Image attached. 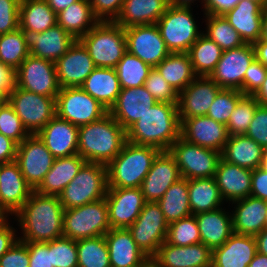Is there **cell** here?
<instances>
[{"instance_id":"19","label":"cell","mask_w":267,"mask_h":267,"mask_svg":"<svg viewBox=\"0 0 267 267\" xmlns=\"http://www.w3.org/2000/svg\"><path fill=\"white\" fill-rule=\"evenodd\" d=\"M60 88L81 87L96 68L87 48L76 39L68 51L55 62Z\"/></svg>"},{"instance_id":"35","label":"cell","mask_w":267,"mask_h":267,"mask_svg":"<svg viewBox=\"0 0 267 267\" xmlns=\"http://www.w3.org/2000/svg\"><path fill=\"white\" fill-rule=\"evenodd\" d=\"M81 88L107 111L115 104L121 90L116 69L103 67H96Z\"/></svg>"},{"instance_id":"63","label":"cell","mask_w":267,"mask_h":267,"mask_svg":"<svg viewBox=\"0 0 267 267\" xmlns=\"http://www.w3.org/2000/svg\"><path fill=\"white\" fill-rule=\"evenodd\" d=\"M15 85V71L0 62V86L4 87L9 93Z\"/></svg>"},{"instance_id":"43","label":"cell","mask_w":267,"mask_h":267,"mask_svg":"<svg viewBox=\"0 0 267 267\" xmlns=\"http://www.w3.org/2000/svg\"><path fill=\"white\" fill-rule=\"evenodd\" d=\"M78 267H111L105 236L76 241Z\"/></svg>"},{"instance_id":"71","label":"cell","mask_w":267,"mask_h":267,"mask_svg":"<svg viewBox=\"0 0 267 267\" xmlns=\"http://www.w3.org/2000/svg\"><path fill=\"white\" fill-rule=\"evenodd\" d=\"M9 92L2 86H0V106L8 103Z\"/></svg>"},{"instance_id":"74","label":"cell","mask_w":267,"mask_h":267,"mask_svg":"<svg viewBox=\"0 0 267 267\" xmlns=\"http://www.w3.org/2000/svg\"><path fill=\"white\" fill-rule=\"evenodd\" d=\"M259 2L263 7H267V0H253Z\"/></svg>"},{"instance_id":"57","label":"cell","mask_w":267,"mask_h":267,"mask_svg":"<svg viewBox=\"0 0 267 267\" xmlns=\"http://www.w3.org/2000/svg\"><path fill=\"white\" fill-rule=\"evenodd\" d=\"M124 0H89L94 16L99 21H114L120 14Z\"/></svg>"},{"instance_id":"18","label":"cell","mask_w":267,"mask_h":267,"mask_svg":"<svg viewBox=\"0 0 267 267\" xmlns=\"http://www.w3.org/2000/svg\"><path fill=\"white\" fill-rule=\"evenodd\" d=\"M179 119L181 122L180 136L183 139L222 153L229 137L226 125L207 115Z\"/></svg>"},{"instance_id":"56","label":"cell","mask_w":267,"mask_h":267,"mask_svg":"<svg viewBox=\"0 0 267 267\" xmlns=\"http://www.w3.org/2000/svg\"><path fill=\"white\" fill-rule=\"evenodd\" d=\"M266 73L267 67L255 58L244 76V95H254L262 86Z\"/></svg>"},{"instance_id":"54","label":"cell","mask_w":267,"mask_h":267,"mask_svg":"<svg viewBox=\"0 0 267 267\" xmlns=\"http://www.w3.org/2000/svg\"><path fill=\"white\" fill-rule=\"evenodd\" d=\"M20 0H0V35L19 28Z\"/></svg>"},{"instance_id":"40","label":"cell","mask_w":267,"mask_h":267,"mask_svg":"<svg viewBox=\"0 0 267 267\" xmlns=\"http://www.w3.org/2000/svg\"><path fill=\"white\" fill-rule=\"evenodd\" d=\"M188 194L192 215L216 210L224 202L214 177L188 180Z\"/></svg>"},{"instance_id":"14","label":"cell","mask_w":267,"mask_h":267,"mask_svg":"<svg viewBox=\"0 0 267 267\" xmlns=\"http://www.w3.org/2000/svg\"><path fill=\"white\" fill-rule=\"evenodd\" d=\"M54 160L55 157L37 134H30L17 145L15 162L33 190L43 181Z\"/></svg>"},{"instance_id":"28","label":"cell","mask_w":267,"mask_h":267,"mask_svg":"<svg viewBox=\"0 0 267 267\" xmlns=\"http://www.w3.org/2000/svg\"><path fill=\"white\" fill-rule=\"evenodd\" d=\"M256 253L253 235L233 233L224 244L213 250L212 267H248Z\"/></svg>"},{"instance_id":"7","label":"cell","mask_w":267,"mask_h":267,"mask_svg":"<svg viewBox=\"0 0 267 267\" xmlns=\"http://www.w3.org/2000/svg\"><path fill=\"white\" fill-rule=\"evenodd\" d=\"M111 229L106 199L65 209L63 236L80 240L104 236Z\"/></svg>"},{"instance_id":"55","label":"cell","mask_w":267,"mask_h":267,"mask_svg":"<svg viewBox=\"0 0 267 267\" xmlns=\"http://www.w3.org/2000/svg\"><path fill=\"white\" fill-rule=\"evenodd\" d=\"M0 267H29V254L26 244L18 239L0 257Z\"/></svg>"},{"instance_id":"37","label":"cell","mask_w":267,"mask_h":267,"mask_svg":"<svg viewBox=\"0 0 267 267\" xmlns=\"http://www.w3.org/2000/svg\"><path fill=\"white\" fill-rule=\"evenodd\" d=\"M98 22L89 0H78L57 14V24L75 39H80Z\"/></svg>"},{"instance_id":"21","label":"cell","mask_w":267,"mask_h":267,"mask_svg":"<svg viewBox=\"0 0 267 267\" xmlns=\"http://www.w3.org/2000/svg\"><path fill=\"white\" fill-rule=\"evenodd\" d=\"M212 255L203 243L175 246L165 241L150 262L155 267H212Z\"/></svg>"},{"instance_id":"46","label":"cell","mask_w":267,"mask_h":267,"mask_svg":"<svg viewBox=\"0 0 267 267\" xmlns=\"http://www.w3.org/2000/svg\"><path fill=\"white\" fill-rule=\"evenodd\" d=\"M29 55V48L25 44L20 28L0 35V62L2 64L16 71Z\"/></svg>"},{"instance_id":"23","label":"cell","mask_w":267,"mask_h":267,"mask_svg":"<svg viewBox=\"0 0 267 267\" xmlns=\"http://www.w3.org/2000/svg\"><path fill=\"white\" fill-rule=\"evenodd\" d=\"M220 89L210 77L197 76L178 94L179 118L207 115Z\"/></svg>"},{"instance_id":"73","label":"cell","mask_w":267,"mask_h":267,"mask_svg":"<svg viewBox=\"0 0 267 267\" xmlns=\"http://www.w3.org/2000/svg\"><path fill=\"white\" fill-rule=\"evenodd\" d=\"M8 218L6 214L0 209V225Z\"/></svg>"},{"instance_id":"9","label":"cell","mask_w":267,"mask_h":267,"mask_svg":"<svg viewBox=\"0 0 267 267\" xmlns=\"http://www.w3.org/2000/svg\"><path fill=\"white\" fill-rule=\"evenodd\" d=\"M8 103L29 134H37L56 116V97L36 94L14 85Z\"/></svg>"},{"instance_id":"66","label":"cell","mask_w":267,"mask_h":267,"mask_svg":"<svg viewBox=\"0 0 267 267\" xmlns=\"http://www.w3.org/2000/svg\"><path fill=\"white\" fill-rule=\"evenodd\" d=\"M51 9L56 13H60L65 8L71 4L77 2L78 0H45Z\"/></svg>"},{"instance_id":"68","label":"cell","mask_w":267,"mask_h":267,"mask_svg":"<svg viewBox=\"0 0 267 267\" xmlns=\"http://www.w3.org/2000/svg\"><path fill=\"white\" fill-rule=\"evenodd\" d=\"M248 267H267V256L257 252Z\"/></svg>"},{"instance_id":"64","label":"cell","mask_w":267,"mask_h":267,"mask_svg":"<svg viewBox=\"0 0 267 267\" xmlns=\"http://www.w3.org/2000/svg\"><path fill=\"white\" fill-rule=\"evenodd\" d=\"M256 59L267 67V42L259 39L253 44Z\"/></svg>"},{"instance_id":"27","label":"cell","mask_w":267,"mask_h":267,"mask_svg":"<svg viewBox=\"0 0 267 267\" xmlns=\"http://www.w3.org/2000/svg\"><path fill=\"white\" fill-rule=\"evenodd\" d=\"M79 127L58 117H53L38 133L55 158L78 154Z\"/></svg>"},{"instance_id":"51","label":"cell","mask_w":267,"mask_h":267,"mask_svg":"<svg viewBox=\"0 0 267 267\" xmlns=\"http://www.w3.org/2000/svg\"><path fill=\"white\" fill-rule=\"evenodd\" d=\"M0 133L17 144L30 135L9 103L0 106Z\"/></svg>"},{"instance_id":"49","label":"cell","mask_w":267,"mask_h":267,"mask_svg":"<svg viewBox=\"0 0 267 267\" xmlns=\"http://www.w3.org/2000/svg\"><path fill=\"white\" fill-rule=\"evenodd\" d=\"M243 95L244 94L237 89L221 88L208 109L207 116L217 122L227 125L231 113L235 110L239 99Z\"/></svg>"},{"instance_id":"32","label":"cell","mask_w":267,"mask_h":267,"mask_svg":"<svg viewBox=\"0 0 267 267\" xmlns=\"http://www.w3.org/2000/svg\"><path fill=\"white\" fill-rule=\"evenodd\" d=\"M201 236V243L212 251L220 247L234 233L232 214L222 207L195 214Z\"/></svg>"},{"instance_id":"30","label":"cell","mask_w":267,"mask_h":267,"mask_svg":"<svg viewBox=\"0 0 267 267\" xmlns=\"http://www.w3.org/2000/svg\"><path fill=\"white\" fill-rule=\"evenodd\" d=\"M220 194L226 202L246 198L251 194L252 170L219 160L214 176Z\"/></svg>"},{"instance_id":"60","label":"cell","mask_w":267,"mask_h":267,"mask_svg":"<svg viewBox=\"0 0 267 267\" xmlns=\"http://www.w3.org/2000/svg\"><path fill=\"white\" fill-rule=\"evenodd\" d=\"M240 0H204L203 12L205 15H224L233 9Z\"/></svg>"},{"instance_id":"22","label":"cell","mask_w":267,"mask_h":267,"mask_svg":"<svg viewBox=\"0 0 267 267\" xmlns=\"http://www.w3.org/2000/svg\"><path fill=\"white\" fill-rule=\"evenodd\" d=\"M181 177L176 160L169 151H160L140 188L146 202H157Z\"/></svg>"},{"instance_id":"1","label":"cell","mask_w":267,"mask_h":267,"mask_svg":"<svg viewBox=\"0 0 267 267\" xmlns=\"http://www.w3.org/2000/svg\"><path fill=\"white\" fill-rule=\"evenodd\" d=\"M64 208L59 196L42 195L35 190L14 214L22 229L23 242H50L63 236Z\"/></svg>"},{"instance_id":"53","label":"cell","mask_w":267,"mask_h":267,"mask_svg":"<svg viewBox=\"0 0 267 267\" xmlns=\"http://www.w3.org/2000/svg\"><path fill=\"white\" fill-rule=\"evenodd\" d=\"M245 135L267 150V106L257 107Z\"/></svg>"},{"instance_id":"20","label":"cell","mask_w":267,"mask_h":267,"mask_svg":"<svg viewBox=\"0 0 267 267\" xmlns=\"http://www.w3.org/2000/svg\"><path fill=\"white\" fill-rule=\"evenodd\" d=\"M21 31L30 55L53 62L61 58L76 41L58 24L44 32Z\"/></svg>"},{"instance_id":"59","label":"cell","mask_w":267,"mask_h":267,"mask_svg":"<svg viewBox=\"0 0 267 267\" xmlns=\"http://www.w3.org/2000/svg\"><path fill=\"white\" fill-rule=\"evenodd\" d=\"M250 196L267 201V172L260 167L252 170Z\"/></svg>"},{"instance_id":"41","label":"cell","mask_w":267,"mask_h":267,"mask_svg":"<svg viewBox=\"0 0 267 267\" xmlns=\"http://www.w3.org/2000/svg\"><path fill=\"white\" fill-rule=\"evenodd\" d=\"M168 224L192 215L188 194V179L180 178L157 201Z\"/></svg>"},{"instance_id":"36","label":"cell","mask_w":267,"mask_h":267,"mask_svg":"<svg viewBox=\"0 0 267 267\" xmlns=\"http://www.w3.org/2000/svg\"><path fill=\"white\" fill-rule=\"evenodd\" d=\"M266 150L247 135L229 136L221 153L226 162L254 170L261 165Z\"/></svg>"},{"instance_id":"6","label":"cell","mask_w":267,"mask_h":267,"mask_svg":"<svg viewBox=\"0 0 267 267\" xmlns=\"http://www.w3.org/2000/svg\"><path fill=\"white\" fill-rule=\"evenodd\" d=\"M107 189V166L85 162L59 199L64 209H70L105 198Z\"/></svg>"},{"instance_id":"4","label":"cell","mask_w":267,"mask_h":267,"mask_svg":"<svg viewBox=\"0 0 267 267\" xmlns=\"http://www.w3.org/2000/svg\"><path fill=\"white\" fill-rule=\"evenodd\" d=\"M159 152L155 147L126 141L118 155L107 165L108 187H140Z\"/></svg>"},{"instance_id":"69","label":"cell","mask_w":267,"mask_h":267,"mask_svg":"<svg viewBox=\"0 0 267 267\" xmlns=\"http://www.w3.org/2000/svg\"><path fill=\"white\" fill-rule=\"evenodd\" d=\"M196 0H168L169 5L174 7L191 8L192 3ZM204 3V0H201Z\"/></svg>"},{"instance_id":"10","label":"cell","mask_w":267,"mask_h":267,"mask_svg":"<svg viewBox=\"0 0 267 267\" xmlns=\"http://www.w3.org/2000/svg\"><path fill=\"white\" fill-rule=\"evenodd\" d=\"M168 151L175 158L181 177L188 180L214 177L221 159L220 152L190 143L181 136Z\"/></svg>"},{"instance_id":"39","label":"cell","mask_w":267,"mask_h":267,"mask_svg":"<svg viewBox=\"0 0 267 267\" xmlns=\"http://www.w3.org/2000/svg\"><path fill=\"white\" fill-rule=\"evenodd\" d=\"M57 24V14L45 0H20L19 28L44 32Z\"/></svg>"},{"instance_id":"52","label":"cell","mask_w":267,"mask_h":267,"mask_svg":"<svg viewBox=\"0 0 267 267\" xmlns=\"http://www.w3.org/2000/svg\"><path fill=\"white\" fill-rule=\"evenodd\" d=\"M144 86L157 102L178 104V93L165 81L156 68H152Z\"/></svg>"},{"instance_id":"58","label":"cell","mask_w":267,"mask_h":267,"mask_svg":"<svg viewBox=\"0 0 267 267\" xmlns=\"http://www.w3.org/2000/svg\"><path fill=\"white\" fill-rule=\"evenodd\" d=\"M28 248L29 267H53L47 242H24Z\"/></svg>"},{"instance_id":"65","label":"cell","mask_w":267,"mask_h":267,"mask_svg":"<svg viewBox=\"0 0 267 267\" xmlns=\"http://www.w3.org/2000/svg\"><path fill=\"white\" fill-rule=\"evenodd\" d=\"M257 244V252L267 256V229H263L259 234L255 236Z\"/></svg>"},{"instance_id":"62","label":"cell","mask_w":267,"mask_h":267,"mask_svg":"<svg viewBox=\"0 0 267 267\" xmlns=\"http://www.w3.org/2000/svg\"><path fill=\"white\" fill-rule=\"evenodd\" d=\"M17 143L0 133V165L15 161Z\"/></svg>"},{"instance_id":"33","label":"cell","mask_w":267,"mask_h":267,"mask_svg":"<svg viewBox=\"0 0 267 267\" xmlns=\"http://www.w3.org/2000/svg\"><path fill=\"white\" fill-rule=\"evenodd\" d=\"M85 162L79 154L55 158L51 169L35 191L42 195L59 196Z\"/></svg>"},{"instance_id":"48","label":"cell","mask_w":267,"mask_h":267,"mask_svg":"<svg viewBox=\"0 0 267 267\" xmlns=\"http://www.w3.org/2000/svg\"><path fill=\"white\" fill-rule=\"evenodd\" d=\"M166 242L175 246H189L201 243L200 231L195 215L169 224Z\"/></svg>"},{"instance_id":"31","label":"cell","mask_w":267,"mask_h":267,"mask_svg":"<svg viewBox=\"0 0 267 267\" xmlns=\"http://www.w3.org/2000/svg\"><path fill=\"white\" fill-rule=\"evenodd\" d=\"M233 203L236 204L232 211L234 233L255 236L265 228L267 201L247 196Z\"/></svg>"},{"instance_id":"8","label":"cell","mask_w":267,"mask_h":267,"mask_svg":"<svg viewBox=\"0 0 267 267\" xmlns=\"http://www.w3.org/2000/svg\"><path fill=\"white\" fill-rule=\"evenodd\" d=\"M191 9L169 5L156 23L170 53H187L203 34L198 31Z\"/></svg>"},{"instance_id":"76","label":"cell","mask_w":267,"mask_h":267,"mask_svg":"<svg viewBox=\"0 0 267 267\" xmlns=\"http://www.w3.org/2000/svg\"><path fill=\"white\" fill-rule=\"evenodd\" d=\"M145 267H155L151 262H149Z\"/></svg>"},{"instance_id":"12","label":"cell","mask_w":267,"mask_h":267,"mask_svg":"<svg viewBox=\"0 0 267 267\" xmlns=\"http://www.w3.org/2000/svg\"><path fill=\"white\" fill-rule=\"evenodd\" d=\"M168 222L157 202H145L135 222L128 227L137 246L151 259L166 241Z\"/></svg>"},{"instance_id":"3","label":"cell","mask_w":267,"mask_h":267,"mask_svg":"<svg viewBox=\"0 0 267 267\" xmlns=\"http://www.w3.org/2000/svg\"><path fill=\"white\" fill-rule=\"evenodd\" d=\"M125 142L126 130L109 113L78 130V154L86 162L107 166Z\"/></svg>"},{"instance_id":"75","label":"cell","mask_w":267,"mask_h":267,"mask_svg":"<svg viewBox=\"0 0 267 267\" xmlns=\"http://www.w3.org/2000/svg\"><path fill=\"white\" fill-rule=\"evenodd\" d=\"M265 229H267V211H266V215H265Z\"/></svg>"},{"instance_id":"15","label":"cell","mask_w":267,"mask_h":267,"mask_svg":"<svg viewBox=\"0 0 267 267\" xmlns=\"http://www.w3.org/2000/svg\"><path fill=\"white\" fill-rule=\"evenodd\" d=\"M255 58L253 44L245 43L241 47L224 50L209 77L220 88L237 89L244 94V76Z\"/></svg>"},{"instance_id":"17","label":"cell","mask_w":267,"mask_h":267,"mask_svg":"<svg viewBox=\"0 0 267 267\" xmlns=\"http://www.w3.org/2000/svg\"><path fill=\"white\" fill-rule=\"evenodd\" d=\"M105 199L111 228L131 226L138 218L146 202L140 187H108Z\"/></svg>"},{"instance_id":"5","label":"cell","mask_w":267,"mask_h":267,"mask_svg":"<svg viewBox=\"0 0 267 267\" xmlns=\"http://www.w3.org/2000/svg\"><path fill=\"white\" fill-rule=\"evenodd\" d=\"M96 67L116 68L127 52L124 28L114 21H99L79 39Z\"/></svg>"},{"instance_id":"16","label":"cell","mask_w":267,"mask_h":267,"mask_svg":"<svg viewBox=\"0 0 267 267\" xmlns=\"http://www.w3.org/2000/svg\"><path fill=\"white\" fill-rule=\"evenodd\" d=\"M124 31L127 51L152 68L170 54L156 24L130 26Z\"/></svg>"},{"instance_id":"11","label":"cell","mask_w":267,"mask_h":267,"mask_svg":"<svg viewBox=\"0 0 267 267\" xmlns=\"http://www.w3.org/2000/svg\"><path fill=\"white\" fill-rule=\"evenodd\" d=\"M108 111L81 87L60 88L56 96V115L77 127L95 122Z\"/></svg>"},{"instance_id":"50","label":"cell","mask_w":267,"mask_h":267,"mask_svg":"<svg viewBox=\"0 0 267 267\" xmlns=\"http://www.w3.org/2000/svg\"><path fill=\"white\" fill-rule=\"evenodd\" d=\"M51 249L53 267H78L76 241L68 237H59L47 242Z\"/></svg>"},{"instance_id":"45","label":"cell","mask_w":267,"mask_h":267,"mask_svg":"<svg viewBox=\"0 0 267 267\" xmlns=\"http://www.w3.org/2000/svg\"><path fill=\"white\" fill-rule=\"evenodd\" d=\"M206 31L203 34L213 40L223 51L241 47L244 41L223 15H205Z\"/></svg>"},{"instance_id":"2","label":"cell","mask_w":267,"mask_h":267,"mask_svg":"<svg viewBox=\"0 0 267 267\" xmlns=\"http://www.w3.org/2000/svg\"><path fill=\"white\" fill-rule=\"evenodd\" d=\"M178 105L158 102L126 130V141L168 151L180 137Z\"/></svg>"},{"instance_id":"70","label":"cell","mask_w":267,"mask_h":267,"mask_svg":"<svg viewBox=\"0 0 267 267\" xmlns=\"http://www.w3.org/2000/svg\"><path fill=\"white\" fill-rule=\"evenodd\" d=\"M260 39L267 42V7H265V9L263 11Z\"/></svg>"},{"instance_id":"72","label":"cell","mask_w":267,"mask_h":267,"mask_svg":"<svg viewBox=\"0 0 267 267\" xmlns=\"http://www.w3.org/2000/svg\"><path fill=\"white\" fill-rule=\"evenodd\" d=\"M260 168L262 170H264L265 172H267V150H266L265 155H264V157H263V159L261 161Z\"/></svg>"},{"instance_id":"47","label":"cell","mask_w":267,"mask_h":267,"mask_svg":"<svg viewBox=\"0 0 267 267\" xmlns=\"http://www.w3.org/2000/svg\"><path fill=\"white\" fill-rule=\"evenodd\" d=\"M260 104L253 95H243L235 110L231 113L226 125L229 136L244 135L254 117L255 111Z\"/></svg>"},{"instance_id":"25","label":"cell","mask_w":267,"mask_h":267,"mask_svg":"<svg viewBox=\"0 0 267 267\" xmlns=\"http://www.w3.org/2000/svg\"><path fill=\"white\" fill-rule=\"evenodd\" d=\"M157 103L144 85L125 88L120 90L115 104L108 113L127 130Z\"/></svg>"},{"instance_id":"24","label":"cell","mask_w":267,"mask_h":267,"mask_svg":"<svg viewBox=\"0 0 267 267\" xmlns=\"http://www.w3.org/2000/svg\"><path fill=\"white\" fill-rule=\"evenodd\" d=\"M33 191L15 161L0 165V209L7 216L14 215Z\"/></svg>"},{"instance_id":"42","label":"cell","mask_w":267,"mask_h":267,"mask_svg":"<svg viewBox=\"0 0 267 267\" xmlns=\"http://www.w3.org/2000/svg\"><path fill=\"white\" fill-rule=\"evenodd\" d=\"M197 76L209 77L220 60L223 50L202 34L187 52Z\"/></svg>"},{"instance_id":"38","label":"cell","mask_w":267,"mask_h":267,"mask_svg":"<svg viewBox=\"0 0 267 267\" xmlns=\"http://www.w3.org/2000/svg\"><path fill=\"white\" fill-rule=\"evenodd\" d=\"M155 68L178 94L197 77L188 53H170Z\"/></svg>"},{"instance_id":"44","label":"cell","mask_w":267,"mask_h":267,"mask_svg":"<svg viewBox=\"0 0 267 267\" xmlns=\"http://www.w3.org/2000/svg\"><path fill=\"white\" fill-rule=\"evenodd\" d=\"M121 89L141 87L149 76L152 67L128 51L116 66Z\"/></svg>"},{"instance_id":"29","label":"cell","mask_w":267,"mask_h":267,"mask_svg":"<svg viewBox=\"0 0 267 267\" xmlns=\"http://www.w3.org/2000/svg\"><path fill=\"white\" fill-rule=\"evenodd\" d=\"M263 7L253 0H240L223 16L238 32L244 43L254 44L260 39Z\"/></svg>"},{"instance_id":"61","label":"cell","mask_w":267,"mask_h":267,"mask_svg":"<svg viewBox=\"0 0 267 267\" xmlns=\"http://www.w3.org/2000/svg\"><path fill=\"white\" fill-rule=\"evenodd\" d=\"M15 229L10 226L8 219L0 225V257L7 252L19 239L15 234Z\"/></svg>"},{"instance_id":"67","label":"cell","mask_w":267,"mask_h":267,"mask_svg":"<svg viewBox=\"0 0 267 267\" xmlns=\"http://www.w3.org/2000/svg\"><path fill=\"white\" fill-rule=\"evenodd\" d=\"M253 96L257 99L260 105L267 106V73L262 86Z\"/></svg>"},{"instance_id":"13","label":"cell","mask_w":267,"mask_h":267,"mask_svg":"<svg viewBox=\"0 0 267 267\" xmlns=\"http://www.w3.org/2000/svg\"><path fill=\"white\" fill-rule=\"evenodd\" d=\"M15 85L36 94L56 97L60 86L55 62L29 55L15 71Z\"/></svg>"},{"instance_id":"26","label":"cell","mask_w":267,"mask_h":267,"mask_svg":"<svg viewBox=\"0 0 267 267\" xmlns=\"http://www.w3.org/2000/svg\"><path fill=\"white\" fill-rule=\"evenodd\" d=\"M104 236L111 267H145L150 262L128 228H111Z\"/></svg>"},{"instance_id":"34","label":"cell","mask_w":267,"mask_h":267,"mask_svg":"<svg viewBox=\"0 0 267 267\" xmlns=\"http://www.w3.org/2000/svg\"><path fill=\"white\" fill-rule=\"evenodd\" d=\"M168 6V0H124L114 22L123 28L156 24Z\"/></svg>"}]
</instances>
